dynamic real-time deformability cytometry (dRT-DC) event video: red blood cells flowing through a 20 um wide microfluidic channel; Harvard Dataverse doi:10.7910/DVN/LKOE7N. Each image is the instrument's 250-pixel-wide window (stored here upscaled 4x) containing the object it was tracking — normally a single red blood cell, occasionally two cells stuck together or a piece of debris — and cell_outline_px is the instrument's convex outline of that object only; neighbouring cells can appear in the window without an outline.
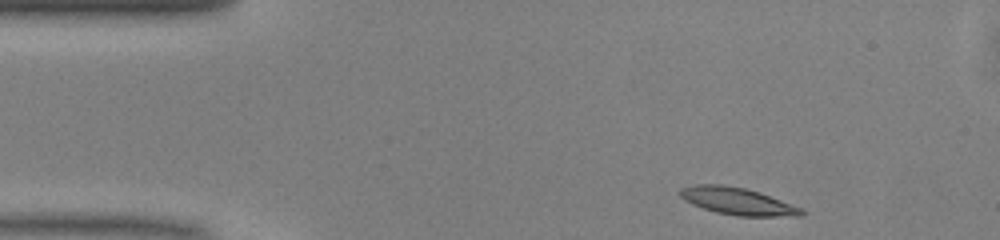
{"species": "common noctule bat (a hibernating species)", "species_latin": "Nyctalus noctula", "temperature_condition": "warm", "stored_images_in_passage": 44, "camera_frame_rate_fps": 3000, "um_per_image_px": 0.085, "animal": {"sex": "male", "body_mass_g": 13.0, "forearm_length_mm": 53.1}, "frame": {"image": 1, "passage_image": 1, "time_ms": 0.0, "image_size_px": [1000, 240], "cell_outline_px": [[808, 212], [804, 216], [736, 216], [716, 212], [692, 204], [684, 200], [680, 196], [680, 188], [696, 184], [720, 184], [744, 188], [760, 192], [804, 208]], "centroid_in_image_um": [62.76, 17.11], "position_along_channel_um": 22.2, "area_um2": 19.42}}
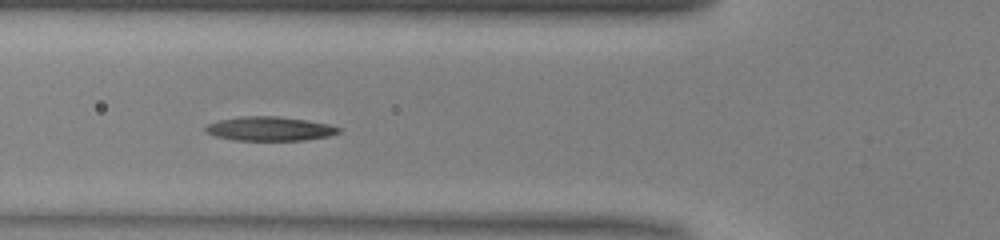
{"frame": {"image": 2, "passage_image": 12, "time_ms": 3.667, "image_size_px": [1000, 240], "cell_outline_px": [[340, 132], [328, 136], [304, 140], [236, 140], [216, 136], [204, 132], [204, 128], [208, 124], [216, 120], [240, 116], [276, 116], [308, 120], [328, 124], [340, 128]], "centroid_in_image_um": [22.88, 10.93], "position_along_channel_um": 102.9, "area_um2": 18.73}}
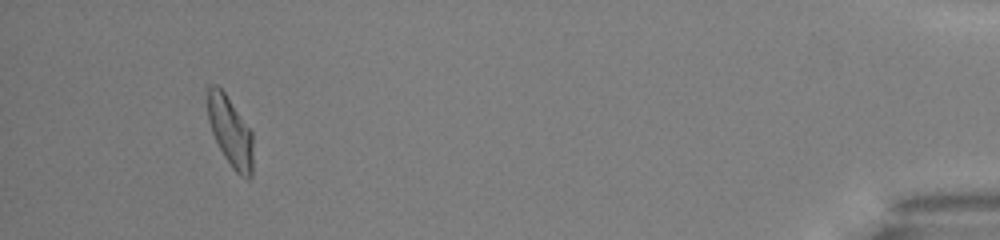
{"frame": {"image": 3, "passage_image": 41, "time_ms": 13.333, "image_size_px": [1000, 240], "cell_outline_px": [[252, 176], [248, 180], [240, 176], [232, 168], [224, 156], [212, 132], [208, 120], [208, 84], [216, 84], [224, 92], [252, 132]], "centroid_in_image_um": [19.58, 11.21], "position_along_channel_um": 415.6, "area_um2": 18.26}, "authors_computed_cell_mechanics": {"area_um2": 18.6405, "velocity_mm_per_s": 4.0541, "shape_relaxation_time_tau1_ms": 5.2196, "shape_relaxation_time_tau2_ms": 1.8451, "deformation_change_tau1": 0.1738, "deformation_change_tau2": 0.0879}}